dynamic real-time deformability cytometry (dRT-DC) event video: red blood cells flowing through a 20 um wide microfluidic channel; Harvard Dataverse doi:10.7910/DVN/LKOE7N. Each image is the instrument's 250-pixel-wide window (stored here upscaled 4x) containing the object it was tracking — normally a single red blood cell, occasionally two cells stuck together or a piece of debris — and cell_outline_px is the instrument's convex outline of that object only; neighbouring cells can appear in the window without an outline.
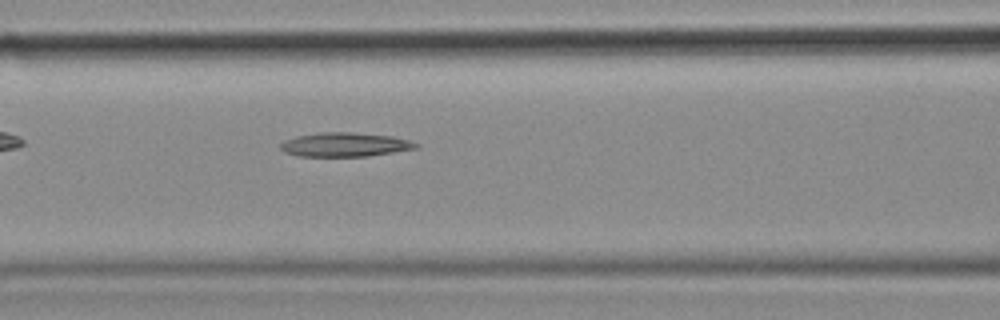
{"species": "common noctule bat (a hibernating species)", "species_latin": "Nyctalus noctula", "temperature_condition": "cold", "stored_images_in_passage": 34, "camera_frame_rate_fps": 3000, "um_per_image_px": 0.085, "animal": {"sex": "female", "body_mass_g": 18.4}, "frame": {"image": 1, "passage_image": 6, "time_ms": 1.667, "image_size_px": [1000, 320], "cell_outline_px": [[420, 148], [368, 156], [296, 156], [284, 152], [280, 148], [280, 144], [284, 140], [296, 136], [320, 132], [352, 132], [392, 136], [408, 140], [420, 144]], "centroid_in_image_um": [29.32, 12.29], "position_along_channel_um": 137.3, "area_um2": 19.13}}
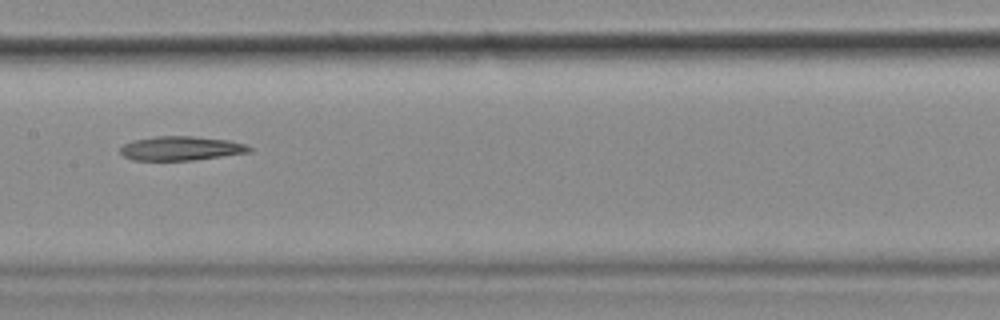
{"frame": {"image": 2, "passage_image": 10, "time_ms": 3.0, "image_size_px": [1000, 320], "cell_outline_px": [[252, 152], [196, 160], [132, 160], [124, 156], [120, 152], [120, 148], [124, 144], [132, 140], [156, 136], [192, 136], [228, 140], [244, 144], [252, 148]], "centroid_in_image_um": [15.39, 12.61], "position_along_channel_um": 192.0, "area_um2": 18.21}}
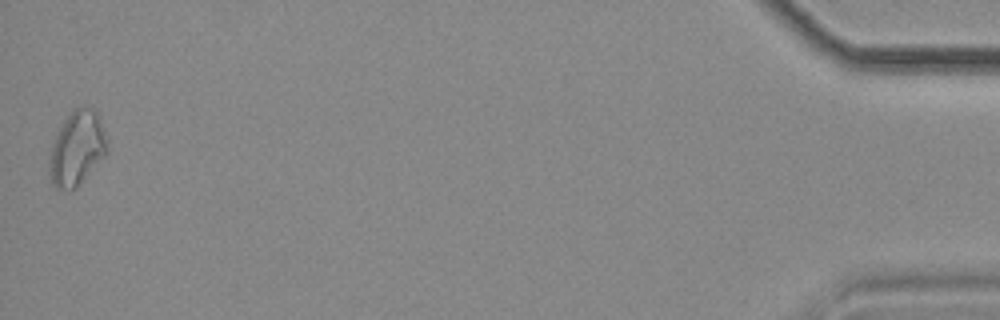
{"frame": {"image": 3, "passage_image": 34, "time_ms": 11.0, "image_size_px": [1000, 320], "cell_outline_px": [[108, 152], [76, 188], [56, 188], [52, 184], [48, 164], [52, 144], [64, 120], [72, 108], [88, 104], [96, 108], [108, 136]], "centroid_in_image_um": [6.59, 12.52], "position_along_channel_um": 428.6, "area_um2": 25.43}}